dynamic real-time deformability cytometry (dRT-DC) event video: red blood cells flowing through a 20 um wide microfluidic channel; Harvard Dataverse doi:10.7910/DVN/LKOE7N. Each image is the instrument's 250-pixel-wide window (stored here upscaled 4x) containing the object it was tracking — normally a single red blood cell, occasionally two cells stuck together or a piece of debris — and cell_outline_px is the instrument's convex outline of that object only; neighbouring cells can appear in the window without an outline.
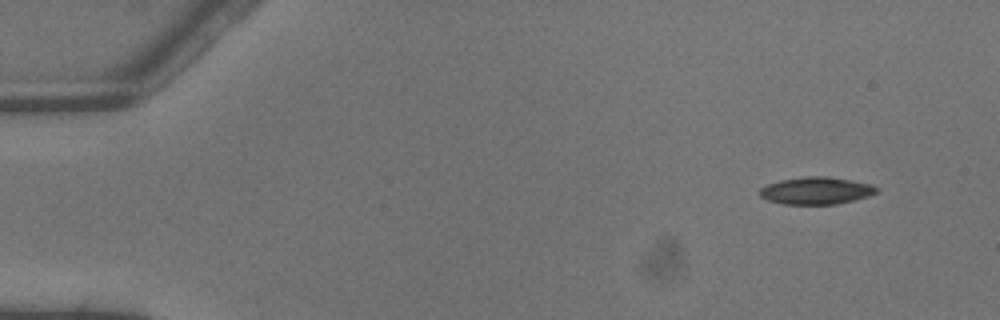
{"species": "common noctule bat (a hibernating species)", "species_latin": "Nyctalus noctula", "temperature_condition": "warm", "stored_images_in_passage": 4, "camera_frame_rate_fps": 3000, "um_per_image_px": 0.085, "animal": {"sex": "male", "body_mass_g": 13.3}, "frame": {"image": 1, "passage_image": 1, "time_ms": 0.0, "image_size_px": [1000, 320], "cell_outline_px": [[880, 188], [876, 192], [868, 196], [836, 204], [784, 204], [768, 200], [760, 196], [756, 192], [760, 188], [768, 184], [780, 180], [804, 176], [824, 176], [852, 180], [872, 184]], "centroid_in_image_um": [69.35, 16.2], "position_along_channel_um": 15.6, "area_um2": 18.61}}
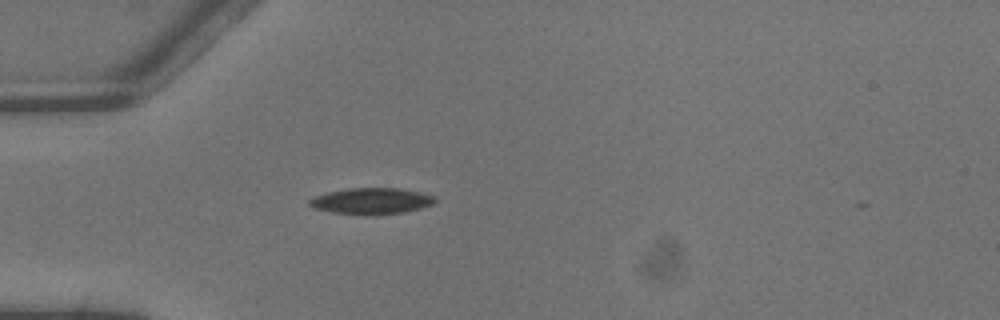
{"frame": {"image": 2, "passage_image": 4, "time_ms": 1.0, "image_size_px": [1000, 320], "cell_outline_px": [[436, 200], [432, 204], [420, 208], [404, 212], [376, 216], [332, 212], [312, 208], [308, 204], [308, 200], [316, 196], [328, 192], [348, 188], [396, 188], [436, 196]], "centroid_in_image_um": [31.54, 17.1], "position_along_channel_um": 53.5, "area_um2": 19.19}}